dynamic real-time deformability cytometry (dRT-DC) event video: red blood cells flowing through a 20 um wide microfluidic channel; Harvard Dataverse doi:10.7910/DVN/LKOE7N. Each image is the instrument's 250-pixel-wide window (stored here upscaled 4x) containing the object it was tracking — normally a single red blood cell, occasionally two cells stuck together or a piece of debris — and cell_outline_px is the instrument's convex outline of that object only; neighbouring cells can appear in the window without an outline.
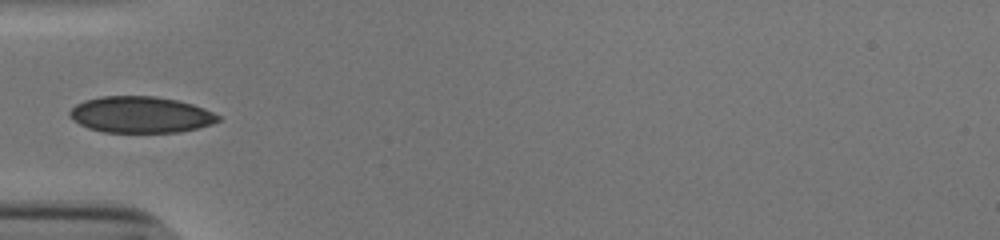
{"species": "human", "species_latin": "Homo sapiens", "temperature_condition": "cold", "stored_images_in_passage": 34, "camera_frame_rate_fps": 3000, "um_per_image_px": 0.085, "donor": {"sex": "male"}, "frame": {"image": 1, "passage_image": 1, "time_ms": 0.0, "image_size_px": [1000, 240], "cell_outline_px": [[220, 120], [212, 124], [180, 132], [104, 132], [88, 128], [72, 120], [68, 116], [68, 112], [76, 104], [84, 100], [100, 96], [152, 96], [176, 100], [192, 104], [204, 108], [220, 116]], "centroid_in_image_um": [11.92, 9.74], "position_along_channel_um": 73.1, "area_um2": 31.44}}
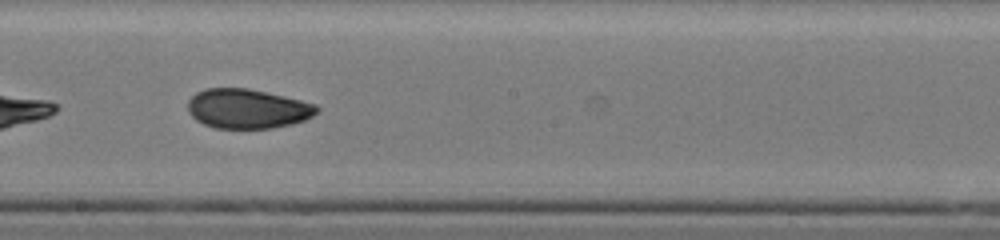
{"frame": {"image": 2, "passage_image": 13, "time_ms": 4.0, "image_size_px": [1000, 240], "cell_outline_px": [[320, 108], [312, 116], [304, 120], [292, 124], [272, 128], [216, 128], [204, 124], [196, 120], [188, 112], [188, 100], [196, 92], [204, 88], [248, 88], [284, 96], [316, 104]], "centroid_in_image_um": [21.02, 9.23], "position_along_channel_um": 227.2, "area_um2": 29.71}}
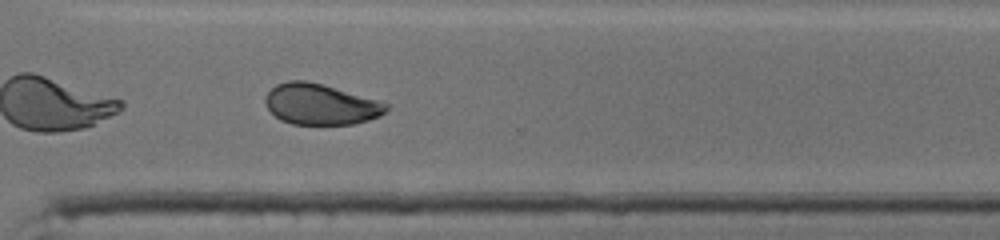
{"frame": {"image": 3, "passage_image": 22, "time_ms": 7.0, "image_size_px": [1000, 240], "cell_outline_px": [[388, 108], [380, 116], [368, 120], [352, 124], [292, 124], [280, 120], [268, 108], [264, 100], [268, 92], [276, 84], [288, 80], [308, 80], [376, 100], [388, 104]], "centroid_in_image_um": [27.21, 8.86], "position_along_channel_um": 343.4, "area_um2": 28.44}, "authors_computed_cell_mechanics": {"area_um2": 30.3739, "velocity_mm_per_s": 3.8563, "shape_relaxation_time_tau1_ms": null, "shape_relaxation_time_tau2_ms": 3.6069, "deformation_change_tau1": null, "deformation_change_tau2": 0.0388}}